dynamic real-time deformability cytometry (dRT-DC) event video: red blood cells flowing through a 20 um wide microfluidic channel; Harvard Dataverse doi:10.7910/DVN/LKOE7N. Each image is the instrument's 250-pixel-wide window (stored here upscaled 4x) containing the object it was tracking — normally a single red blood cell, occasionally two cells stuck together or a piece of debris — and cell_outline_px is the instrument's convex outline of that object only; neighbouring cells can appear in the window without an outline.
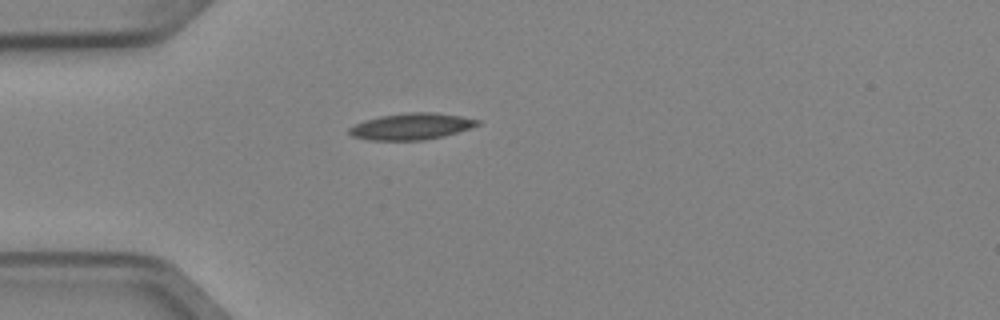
{"species": "Egyptian fruit bat (a non-hibernating species)", "species_latin": "Rousettus aegyptiacus", "temperature_condition": "cold", "stored_images_in_passage": 6, "camera_frame_rate_fps": 3000, "um_per_image_px": 0.085, "animal": {"sex": "female"}, "frame": {"image": 1, "passage_image": 6, "time_ms": 1.667, "image_size_px": [1000, 320], "cell_outline_px": [[480, 124], [444, 136], [424, 140], [368, 140], [352, 136], [348, 132], [348, 128], [364, 120], [380, 116], [408, 112], [436, 112], [460, 116], [480, 120]], "centroid_in_image_um": [34.94, 10.74], "position_along_channel_um": 50.1, "area_um2": 19.71}}